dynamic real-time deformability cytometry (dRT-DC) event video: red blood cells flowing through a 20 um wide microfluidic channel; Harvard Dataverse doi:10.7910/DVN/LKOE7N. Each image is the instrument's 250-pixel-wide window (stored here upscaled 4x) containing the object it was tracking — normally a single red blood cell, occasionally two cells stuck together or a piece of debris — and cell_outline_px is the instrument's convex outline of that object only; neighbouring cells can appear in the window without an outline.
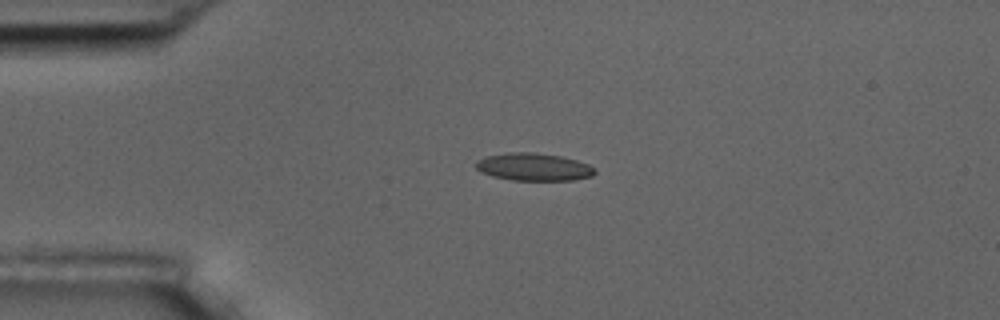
{"species": "common noctule bat (a hibernating species)", "species_latin": "Nyctalus noctula", "temperature_condition": "room temperature", "stored_images_in_passage": 4, "camera_frame_rate_fps": 3000, "um_per_image_px": 0.085, "animal": {"sex": "male", "body_mass_g": 17.5, "forearm_length_mm": 52.3}, "frame": {"image": 1, "passage_image": 3, "time_ms": 2.667, "image_size_px": [1000, 320], "cell_outline_px": [[596, 172], [592, 176], [572, 180], [512, 180], [492, 176], [480, 172], [476, 168], [476, 160], [488, 156], [508, 152], [536, 152], [560, 156], [576, 160], [588, 164], [596, 168]], "centroid_in_image_um": [45.36, 14.19], "position_along_channel_um": 39.6, "area_um2": 19.19}}